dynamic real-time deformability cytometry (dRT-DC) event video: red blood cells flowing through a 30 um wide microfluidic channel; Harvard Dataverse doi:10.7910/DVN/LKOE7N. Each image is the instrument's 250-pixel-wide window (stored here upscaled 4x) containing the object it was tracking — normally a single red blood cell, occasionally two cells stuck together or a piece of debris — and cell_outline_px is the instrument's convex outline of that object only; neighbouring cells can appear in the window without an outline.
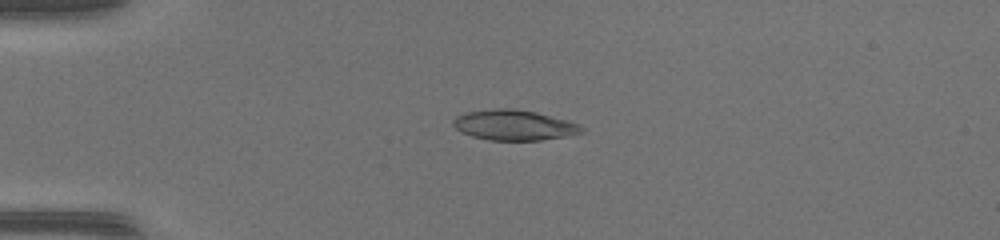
{"species": "common noctule bat (a hibernating species)", "species_latin": "Nyctalus noctula", "temperature_condition": "warm", "stored_images_in_passage": 49, "camera_frame_rate_fps": 3000, "um_per_image_px": 0.085, "animal": {"sex": "female", "body_mass_g": 17.0, "forearm_length_mm": 48.0}, "frame": {"image": 1, "passage_image": 12, "time_ms": 3.667, "image_size_px": [1000, 240], "cell_outline_px": [[584, 132], [564, 136], [540, 140], [488, 140], [472, 136], [460, 132], [452, 124], [452, 120], [456, 116], [468, 112], [496, 108], [516, 108], [536, 112], [568, 120], [580, 124], [584, 128]], "centroid_in_image_um": [43.69, 10.63], "position_along_channel_um": 41.3, "area_um2": 22.77}}
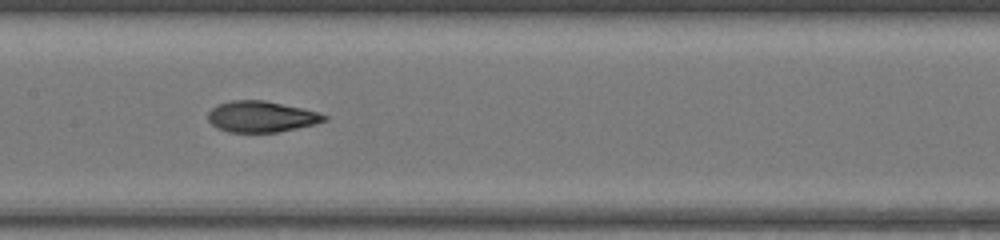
{"frame": {"image": 2, "passage_image": 25, "time_ms": 8.0, "image_size_px": [1000, 240], "cell_outline_px": [[328, 120], [316, 124], [276, 132], [228, 132], [216, 128], [208, 120], [208, 112], [212, 108], [220, 104], [232, 100], [264, 100], [300, 108], [316, 112], [328, 116]], "centroid_in_image_um": [22.19, 9.92], "position_along_channel_um": 185.2, "area_um2": 20.87}}
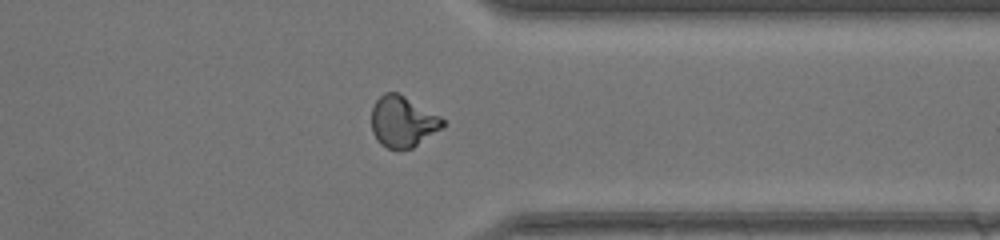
{"frame": {"image": 3, "passage_image": 39, "time_ms": 12.667, "image_size_px": [1000, 240], "cell_outline_px": [[444, 124], [440, 128], [412, 148], [388, 148], [380, 144], [376, 140], [372, 132], [372, 108], [376, 100], [384, 92], [396, 92], [404, 96], [440, 116], [444, 120]], "centroid_in_image_um": [34.19, 10.33], "position_along_channel_um": 377.2, "area_um2": 20.75}, "authors_computed_cell_mechanics": {"area_um2": 21.2126, "velocity_mm_per_s": 4.1674, "shape_relaxation_time_tau1_ms": 10.7391, "shape_relaxation_time_tau2_ms": 1.2639, "deformation_change_tau1": 0.3438, "deformation_change_tau2": 0.0648}}